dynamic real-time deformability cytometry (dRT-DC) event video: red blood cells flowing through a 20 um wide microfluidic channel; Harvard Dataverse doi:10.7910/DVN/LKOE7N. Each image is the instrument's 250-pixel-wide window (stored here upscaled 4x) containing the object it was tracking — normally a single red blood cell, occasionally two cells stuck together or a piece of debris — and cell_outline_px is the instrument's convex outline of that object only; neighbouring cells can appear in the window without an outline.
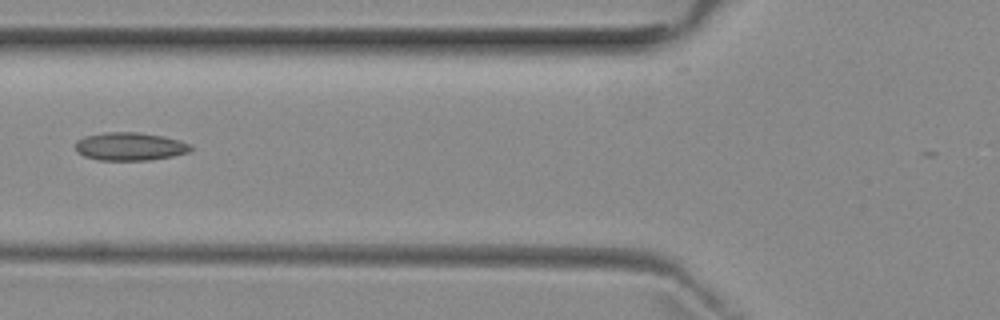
{"species": "common noctule bat (a hibernating species)", "species_latin": "Nyctalus noctula", "temperature_condition": "room temperature", "stored_images_in_passage": 2, "camera_frame_rate_fps": 3000, "um_per_image_px": 0.085, "animal": {"sex": "female", "body_mass_g": 29.2, "forearm_length_mm": 56.3}, "frame": {"image": 1, "passage_image": 2, "time_ms": 1.333, "image_size_px": [1000, 320], "cell_outline_px": [[192, 148], [188, 152], [172, 156], [148, 160], [96, 160], [84, 156], [76, 152], [76, 140], [84, 136], [104, 132], [140, 132], [164, 136], [188, 144]], "centroid_in_image_um": [10.97, 12.44], "position_along_channel_um": 114.8, "area_um2": 18.84}}